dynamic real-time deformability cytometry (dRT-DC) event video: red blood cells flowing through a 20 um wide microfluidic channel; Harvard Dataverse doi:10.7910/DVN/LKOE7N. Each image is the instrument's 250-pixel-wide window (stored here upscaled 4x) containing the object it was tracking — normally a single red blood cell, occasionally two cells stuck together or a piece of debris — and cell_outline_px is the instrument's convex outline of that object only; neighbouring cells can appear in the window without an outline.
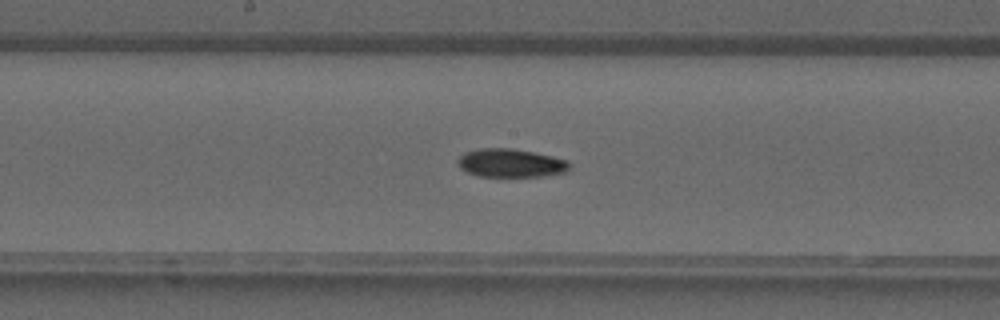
{"species": "common noctule bat (a hibernating species)", "species_latin": "Nyctalus noctula", "temperature_condition": "warm", "stored_images_in_passage": 24, "camera_frame_rate_fps": 3000, "um_per_image_px": 0.085, "animal": {"sex": "male", "forearm_length_mm": 52.5}, "frame": {"image": 1, "passage_image": 11, "time_ms": 3.333, "image_size_px": [1000, 320], "cell_outline_px": [[572, 164], [564, 172], [544, 176], [480, 176], [468, 172], [460, 168], [456, 164], [456, 160], [464, 152], [480, 148], [512, 148], [552, 156], [568, 160]], "centroid_in_image_um": [43.39, 13.85], "position_along_channel_um": 204.8, "area_um2": 18.5}}
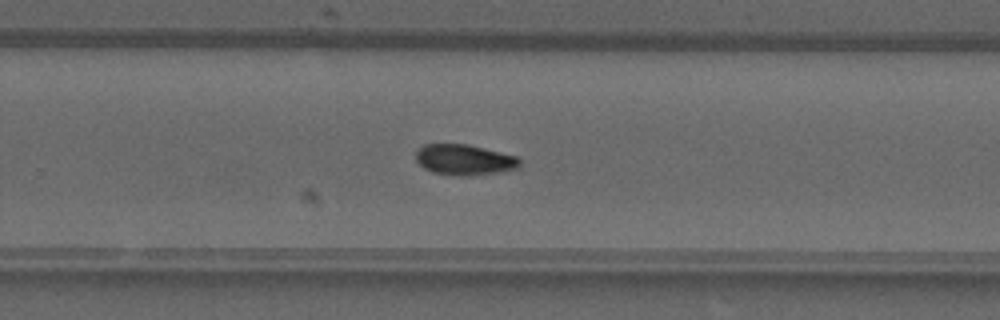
{"frame": {"image": 2, "passage_image": 16, "time_ms": 5.0, "image_size_px": [1000, 320], "cell_outline_px": [[520, 168], [500, 172], [460, 176], [456, 176], [432, 172], [424, 168], [416, 160], [416, 152], [424, 144], [468, 144], [516, 156], [520, 160]], "centroid_in_image_um": [39.48, 13.58], "position_along_channel_um": 290.3, "area_um2": 18.5}}
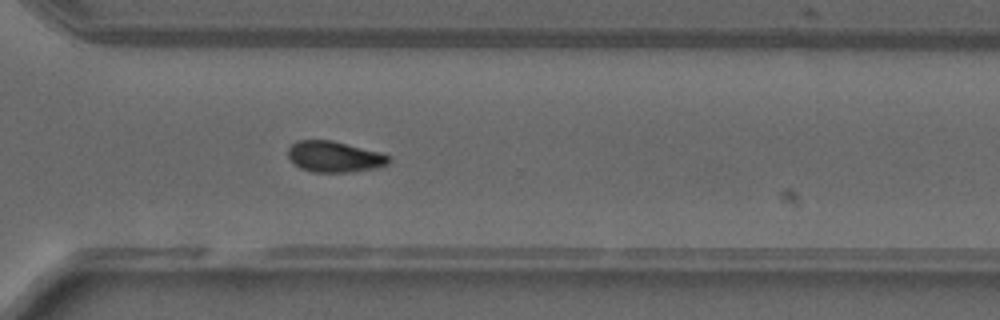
{"frame": {"image": 3, "passage_image": 19, "time_ms": 6.0, "image_size_px": [1000, 320], "cell_outline_px": [[392, 160], [388, 164], [376, 168], [348, 172], [312, 172], [300, 168], [292, 164], [288, 156], [288, 148], [296, 140], [332, 140], [380, 152], [388, 156]], "centroid_in_image_um": [28.4, 13.32], "position_along_channel_um": 342.2, "area_um2": 18.32}}